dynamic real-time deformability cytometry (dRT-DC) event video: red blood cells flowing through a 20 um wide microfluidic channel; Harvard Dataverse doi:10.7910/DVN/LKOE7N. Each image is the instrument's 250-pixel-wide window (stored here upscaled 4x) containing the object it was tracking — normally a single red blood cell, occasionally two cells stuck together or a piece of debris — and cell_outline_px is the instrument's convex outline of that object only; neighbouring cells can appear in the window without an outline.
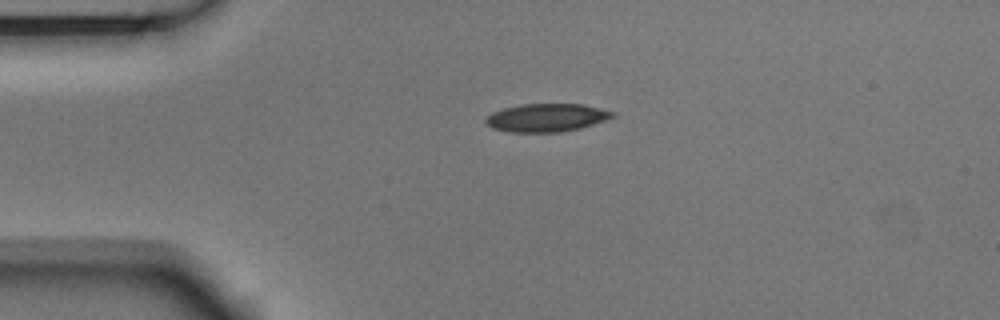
{"species": "Egyptian fruit bat (a non-hibernating species)", "species_latin": "Rousettus aegyptiacus", "temperature_condition": "room temperature", "stored_images_in_passage": 43, "camera_frame_rate_fps": 3000, "um_per_image_px": 0.085, "animal": {"sex": "male"}, "frame": {"image": 1, "passage_image": 1, "time_ms": 0.0, "image_size_px": [1000, 320], "cell_outline_px": [[616, 116], [608, 120], [580, 128], [560, 132], [508, 132], [492, 128], [484, 120], [492, 112], [504, 108], [520, 104], [584, 104], [616, 112]], "centroid_in_image_um": [46.5, 10.0], "position_along_channel_um": 38.5, "area_um2": 20.92}}
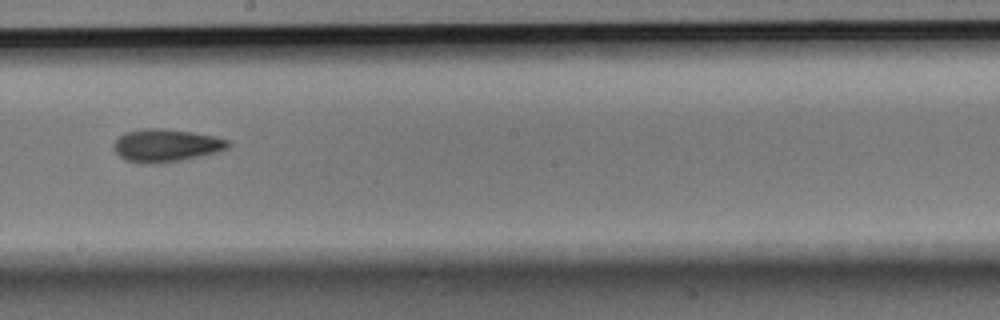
{"frame": {"image": 2, "passage_image": 19, "time_ms": 6.0, "image_size_px": [1000, 320], "cell_outline_px": [[232, 144], [228, 148], [216, 152], [200, 156], [160, 164], [140, 164], [124, 160], [112, 148], [112, 144], [124, 132], [144, 128], [164, 128], [192, 132], [216, 136], [232, 140]], "centroid_in_image_um": [14.11, 12.36], "position_along_channel_um": 234.1, "area_um2": 22.31}}
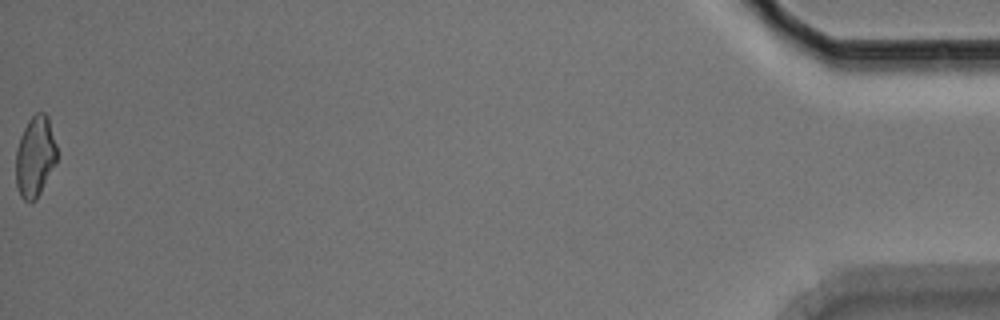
{"frame": {"image": 3, "passage_image": 43, "time_ms": 14.0, "image_size_px": [1000, 320], "cell_outline_px": [[56, 164], [36, 200], [32, 204], [28, 204], [20, 196], [16, 184], [16, 148], [20, 136], [28, 120], [36, 112], [44, 112], [48, 116], [56, 144]], "centroid_in_image_um": [2.98, 13.34], "position_along_channel_um": 432.2, "area_um2": 19.59}, "authors_computed_cell_mechanics": {"area_um2": 20.9236, "velocity_mm_per_s": 3.7239, "shape_relaxation_time_tau1_ms": 5.7858, "shape_relaxation_time_tau2_ms": 4.4954, "deformation_change_tau1": 0.1176, "deformation_change_tau2": 0.12}}